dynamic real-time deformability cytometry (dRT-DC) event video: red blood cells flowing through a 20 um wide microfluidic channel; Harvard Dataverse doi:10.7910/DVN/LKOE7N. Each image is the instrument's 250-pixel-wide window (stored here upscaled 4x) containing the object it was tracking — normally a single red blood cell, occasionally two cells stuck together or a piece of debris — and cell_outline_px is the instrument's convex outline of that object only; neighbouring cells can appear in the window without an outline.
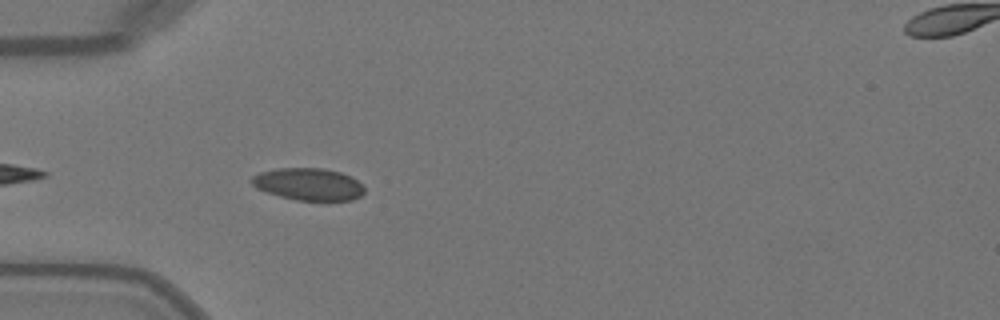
{"species": "Egyptian fruit bat (a non-hibernating species)", "species_latin": "Rousettus aegyptiacus", "temperature_condition": "warm", "stored_images_in_passage": 7, "camera_frame_rate_fps": 3000, "um_per_image_px": 0.085, "animal": {"sex": "female"}, "frame": {"image": 1, "passage_image": 3, "time_ms": 0.667, "image_size_px": [1000, 320], "cell_outline_px": [[364, 192], [360, 196], [352, 200], [296, 200], [280, 196], [256, 188], [252, 184], [252, 176], [260, 172], [276, 168], [324, 168], [340, 172], [352, 176], [364, 188]], "centroid_in_image_um": [26.22, 15.64], "position_along_channel_um": 58.8, "area_um2": 21.04}}